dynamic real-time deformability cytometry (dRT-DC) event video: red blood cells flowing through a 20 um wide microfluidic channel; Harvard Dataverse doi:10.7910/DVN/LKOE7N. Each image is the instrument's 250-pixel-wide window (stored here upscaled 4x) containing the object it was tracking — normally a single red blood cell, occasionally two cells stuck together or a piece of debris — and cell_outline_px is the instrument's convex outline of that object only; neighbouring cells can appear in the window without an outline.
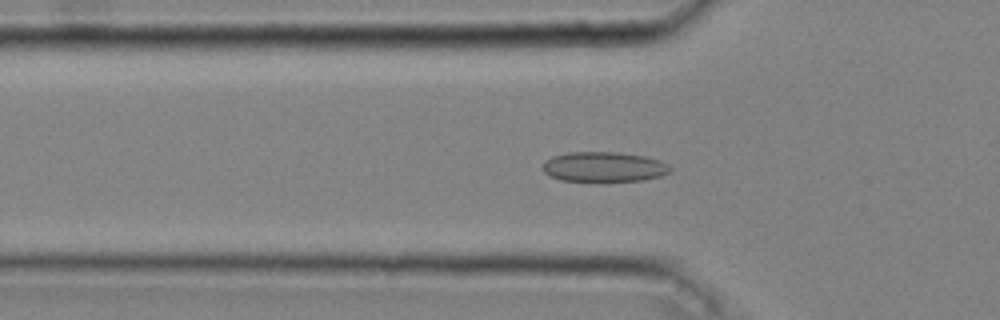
{"species": "common noctule bat (a hibernating species)", "species_latin": "Nyctalus noctula", "temperature_condition": "cold", "stored_images_in_passage": 36, "camera_frame_rate_fps": 3000, "um_per_image_px": 0.085, "animal": {"sex": "male", "body_mass_g": 20.4}, "frame": {"image": 1, "passage_image": 16, "time_ms": 5.0, "image_size_px": [1000, 320], "cell_outline_px": [[672, 172], [660, 176], [644, 180], [560, 180], [544, 172], [544, 160], [552, 156], [568, 152], [620, 152], [644, 156], [660, 160], [668, 164], [672, 168]], "centroid_in_image_um": [51.37, 14.16], "position_along_channel_um": 74.4, "area_um2": 22.08}}
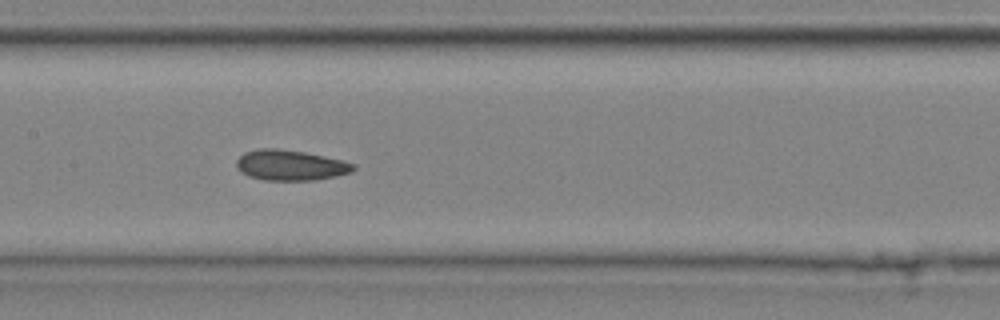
{"frame": {"image": 2, "passage_image": 24, "time_ms": 7.667, "image_size_px": [1000, 320], "cell_outline_px": [[356, 168], [352, 172], [312, 180], [264, 180], [248, 176], [236, 164], [236, 160], [244, 152], [260, 148], [276, 148], [304, 152], [344, 160], [356, 164]], "centroid_in_image_um": [24.71, 14.03], "position_along_channel_um": 182.7, "area_um2": 20.58}}
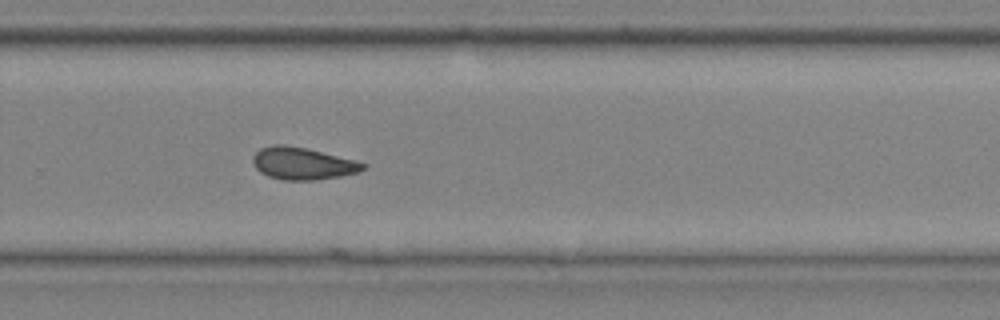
{"frame": {"image": 3, "passage_image": 33, "time_ms": 10.667, "image_size_px": [1000, 320], "cell_outline_px": [[368, 164], [360, 172], [340, 176], [312, 180], [284, 180], [268, 176], [260, 172], [256, 168], [252, 160], [252, 156], [260, 148], [272, 144], [284, 144], [304, 148], [356, 160]], "centroid_in_image_um": [25.71, 13.89], "position_along_channel_um": 304.1, "area_um2": 20.63}}